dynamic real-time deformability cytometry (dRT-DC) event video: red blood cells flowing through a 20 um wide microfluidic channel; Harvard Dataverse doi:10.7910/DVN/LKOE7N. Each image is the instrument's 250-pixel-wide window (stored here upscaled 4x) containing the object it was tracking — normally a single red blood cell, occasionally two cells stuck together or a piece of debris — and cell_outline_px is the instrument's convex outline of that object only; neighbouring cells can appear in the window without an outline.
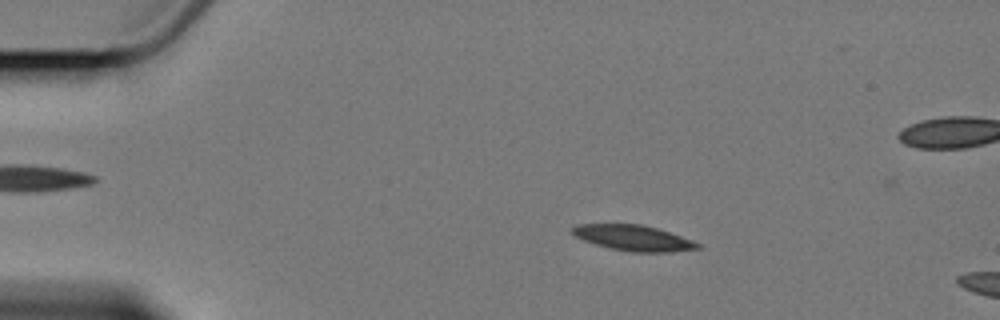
{"species": "Egyptian fruit bat (a non-hibernating species)", "species_latin": "Rousettus aegyptiacus", "temperature_condition": "cold", "stored_images_in_passage": 5, "camera_frame_rate_fps": 3000, "um_per_image_px": 0.085, "animal": {"sex": "female"}, "frame": {"image": 1, "passage_image": 3, "time_ms": 2.333, "image_size_px": [1000, 320], "cell_outline_px": [[704, 244], [700, 248], [672, 252], [632, 252], [612, 248], [596, 244], [584, 240], [576, 236], [572, 232], [572, 228], [580, 224], [640, 224], [656, 228]], "centroid_in_image_um": [53.89, 20.23], "position_along_channel_um": 31.1, "area_um2": 18.44}}